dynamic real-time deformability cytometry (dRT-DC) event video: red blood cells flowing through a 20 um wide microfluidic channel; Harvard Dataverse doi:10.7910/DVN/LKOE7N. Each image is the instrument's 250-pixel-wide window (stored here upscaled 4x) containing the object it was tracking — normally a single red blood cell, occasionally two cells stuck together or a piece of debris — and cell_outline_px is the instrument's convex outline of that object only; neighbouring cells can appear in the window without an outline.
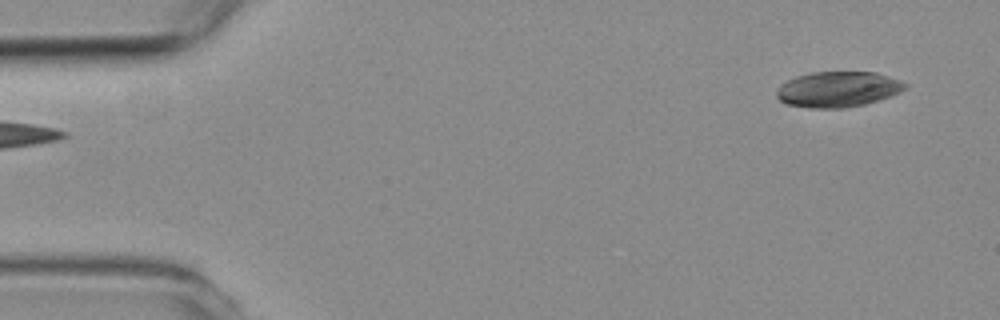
{"species": "common noctule bat (a hibernating species)", "species_latin": "Nyctalus noctula", "temperature_condition": "room temperature", "stored_images_in_passage": 3, "segment_of_instrument_passage": [2, 2], "camera_frame_rate_fps": 3000, "um_per_image_px": 0.085, "animal": {"sex": "female", "body_mass_g": 19.3, "forearm_length_mm": 54.1}, "frame": {"image": 1, "passage_image": 3, "time_ms": 2.333, "image_size_px": [1000, 320], "cell_outline_px": [[908, 84], [900, 92], [864, 104], [844, 108], [808, 108], [784, 104], [776, 96], [776, 92], [780, 84], [796, 76], [812, 72], [876, 72], [900, 80]], "centroid_in_image_um": [71.17, 7.59], "position_along_channel_um": 13.8, "area_um2": 26.59}}